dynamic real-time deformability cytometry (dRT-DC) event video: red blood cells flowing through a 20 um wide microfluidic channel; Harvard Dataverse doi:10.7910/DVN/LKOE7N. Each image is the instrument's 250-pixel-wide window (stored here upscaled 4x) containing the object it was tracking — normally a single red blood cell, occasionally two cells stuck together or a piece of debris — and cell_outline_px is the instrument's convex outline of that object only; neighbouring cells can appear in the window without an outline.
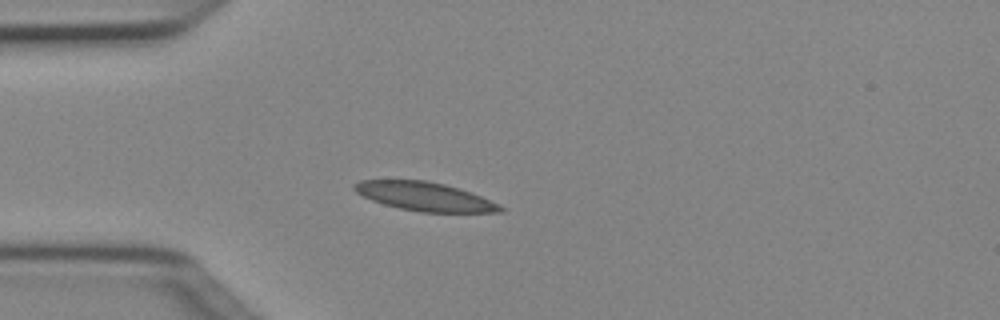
{"species": "Egyptian fruit bat (a non-hibernating species)", "species_latin": "Rousettus aegyptiacus", "temperature_condition": "cold", "stored_images_in_passage": 38, "camera_frame_rate_fps": 3000, "um_per_image_px": 0.085, "animal": {"sex": "female"}, "frame": {"image": 1, "passage_image": 1, "time_ms": 0.0, "image_size_px": [1000, 320], "cell_outline_px": [[504, 212], [420, 212], [400, 208], [384, 204], [372, 200], [356, 192], [352, 188], [352, 184], [360, 180], [424, 180], [444, 184], [460, 188], [500, 204], [504, 208]], "centroid_in_image_um": [36.1, 16.7], "position_along_channel_um": 48.9, "area_um2": 24.33}}
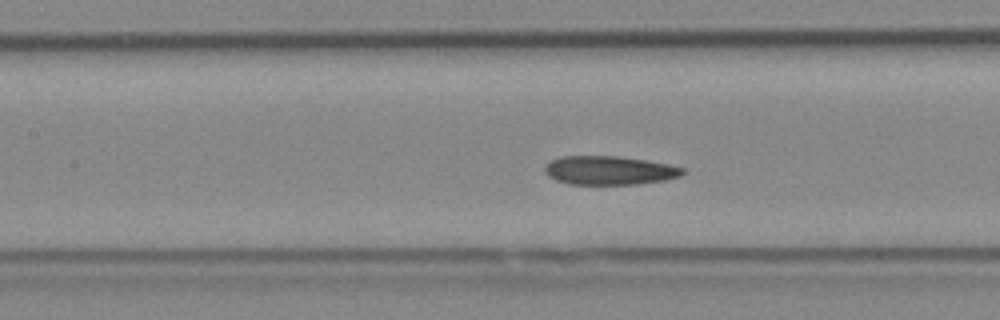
{"frame": {"image": 2, "passage_image": 10, "time_ms": 3.0, "image_size_px": [1000, 320], "cell_outline_px": [[684, 172], [680, 176], [664, 180], [636, 184], [568, 184], [556, 180], [548, 176], [544, 172], [544, 164], [548, 160], [560, 156], [616, 156], [644, 160], [668, 164], [684, 168]], "centroid_in_image_um": [51.72, 14.48], "position_along_channel_um": 155.7, "area_um2": 23.18}}
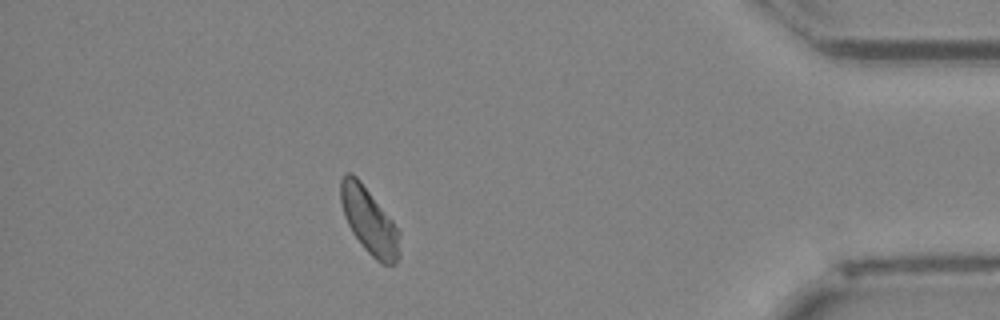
{"frame": {"image": 3, "passage_image": 32, "time_ms": 10.333, "image_size_px": [1000, 320], "cell_outline_px": [[400, 256], [396, 264], [380, 264], [364, 248], [352, 232], [344, 216], [340, 204], [340, 180], [348, 172], [352, 172], [360, 180], [392, 220], [400, 232]], "centroid_in_image_um": [31.39, 18.79], "position_along_channel_um": 403.8, "area_um2": 22.83}, "authors_computed_cell_mechanics": {"area_um2": 23.2934, "velocity_mm_per_s": 3.993, "shape_relaxation_time_tau1_ms": 8.204, "shape_relaxation_time_tau2_ms": 5.4388, "deformation_change_tau1": 0.1378, "deformation_change_tau2": 0.0801}}